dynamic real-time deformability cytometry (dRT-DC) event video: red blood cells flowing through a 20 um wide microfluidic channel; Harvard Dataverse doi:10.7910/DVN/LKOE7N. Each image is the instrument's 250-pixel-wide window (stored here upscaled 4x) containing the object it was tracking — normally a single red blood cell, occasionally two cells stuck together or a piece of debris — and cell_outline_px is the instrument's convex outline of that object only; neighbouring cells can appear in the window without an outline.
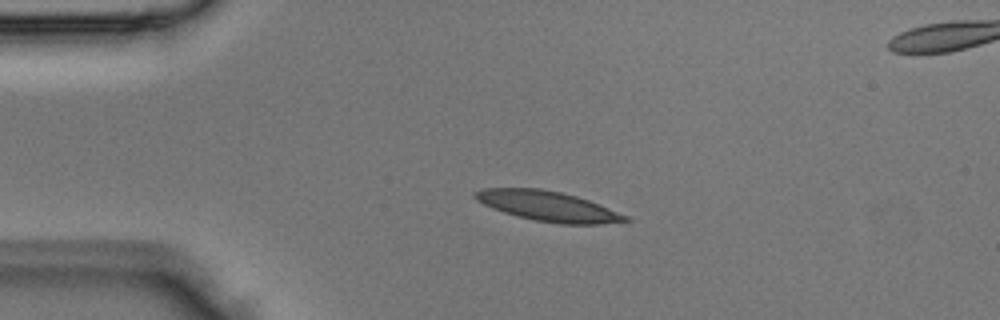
{"species": "Egyptian fruit bat (a non-hibernating species)", "species_latin": "Rousettus aegyptiacus", "temperature_condition": "room temperature", "stored_images_in_passage": 4, "camera_frame_rate_fps": 3000, "um_per_image_px": 0.085, "animal": {"sex": "male"}, "frame": {"image": 1, "passage_image": 2, "time_ms": 0.333, "image_size_px": [1000, 320], "cell_outline_px": [[632, 220], [600, 224], [560, 224], [536, 220], [516, 216], [492, 208], [476, 200], [472, 196], [472, 192], [484, 188], [540, 188], [560, 192], [576, 196], [588, 200], [628, 216]], "centroid_in_image_um": [46.54, 17.52], "position_along_channel_um": 38.5, "area_um2": 26.13}}